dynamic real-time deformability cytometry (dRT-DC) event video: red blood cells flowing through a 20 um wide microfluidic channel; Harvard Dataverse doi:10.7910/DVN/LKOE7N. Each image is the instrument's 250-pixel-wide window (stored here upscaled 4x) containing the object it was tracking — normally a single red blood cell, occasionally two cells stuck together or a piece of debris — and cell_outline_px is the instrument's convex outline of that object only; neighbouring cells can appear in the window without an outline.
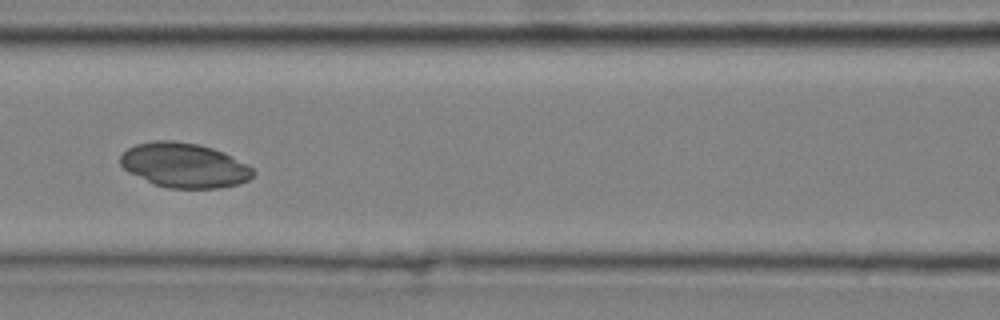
{"species": "common noctule bat (a hibernating species)", "species_latin": "Nyctalus noctula", "temperature_condition": "cold", "stored_images_in_passage": 7, "camera_frame_rate_fps": 3000, "um_per_image_px": 0.085, "animal": {"sex": "male", "body_mass_g": 20.4}, "frame": {"image": 1, "passage_image": 5, "time_ms": 1.333, "image_size_px": [1000, 320], "cell_outline_px": [[256, 172], [248, 180], [240, 184], [220, 188], [168, 188], [156, 184], [128, 172], [120, 164], [120, 156], [128, 148], [136, 144], [152, 140], [172, 140], [200, 144], [224, 152], [248, 164]], "centroid_in_image_um": [15.69, 14.04], "position_along_channel_um": 150.9, "area_um2": 34.68}}